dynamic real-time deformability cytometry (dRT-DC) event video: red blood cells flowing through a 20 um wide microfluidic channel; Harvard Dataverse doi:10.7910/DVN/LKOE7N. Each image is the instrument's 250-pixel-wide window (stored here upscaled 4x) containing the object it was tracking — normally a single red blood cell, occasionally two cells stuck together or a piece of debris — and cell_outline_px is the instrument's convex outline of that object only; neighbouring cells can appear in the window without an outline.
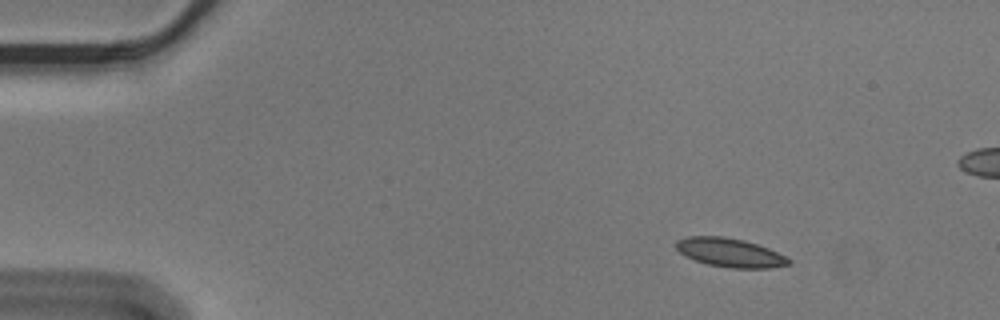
{"species": "Egyptian fruit bat (a non-hibernating species)", "species_latin": "Rousettus aegyptiacus", "temperature_condition": "cold", "stored_images_in_passage": 57, "camera_frame_rate_fps": 3000, "um_per_image_px": 0.085, "animal": {"sex": "male"}, "frame": {"image": 1, "passage_image": 7, "time_ms": 2.0, "image_size_px": [1000, 320], "cell_outline_px": [[792, 260], [788, 264], [768, 268], [732, 268], [708, 264], [696, 260], [680, 252], [676, 248], [676, 240], [688, 236], [724, 236], [744, 240], [768, 248]], "centroid_in_image_um": [62.03, 21.46], "position_along_channel_um": 23.0, "area_um2": 18.61}}
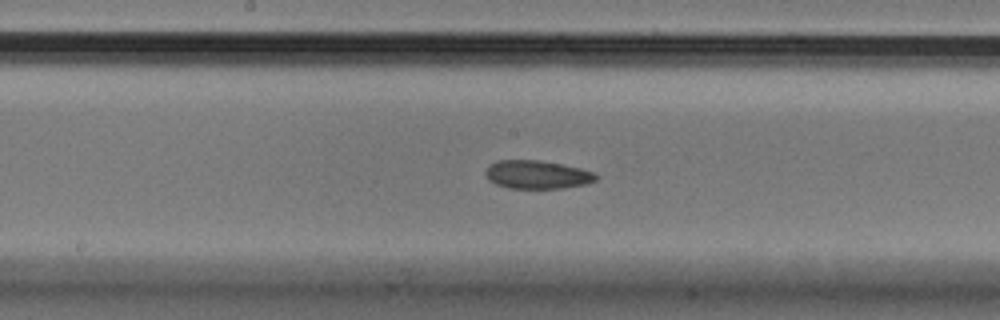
{"frame": {"image": 2, "passage_image": 29, "time_ms": 9.333, "image_size_px": [1000, 320], "cell_outline_px": [[600, 176], [596, 180], [588, 184], [564, 188], [508, 188], [496, 184], [488, 180], [484, 172], [488, 164], [496, 160], [536, 160], [560, 164], [580, 168], [592, 172]], "centroid_in_image_um": [45.63, 14.84], "position_along_channel_um": 202.6, "area_um2": 18.38}}
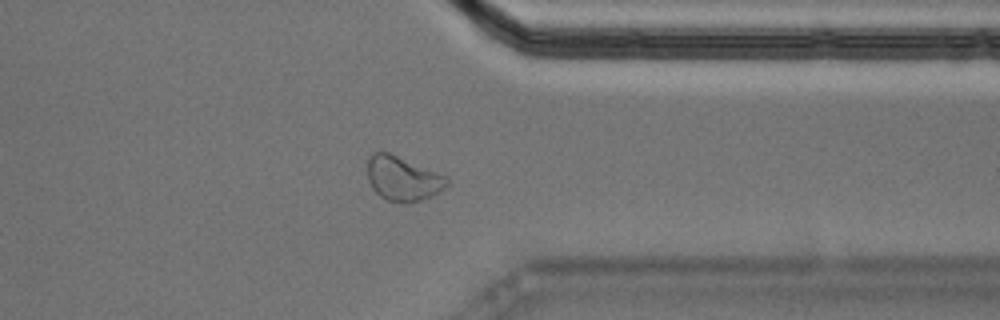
{"frame": {"image": 3, "passage_image": 44, "time_ms": 14.333, "image_size_px": [1000, 320], "cell_outline_px": [[448, 184], [444, 188], [432, 196], [408, 204], [404, 204], [388, 200], [380, 196], [372, 188], [368, 180], [368, 160], [372, 152], [388, 152], [444, 176], [448, 180]], "centroid_in_image_um": [34.2, 15.2], "position_along_channel_um": 377.2, "area_um2": 20.23}, "authors_computed_cell_mechanics": {"area_um2": 18.6694, "velocity_mm_per_s": 3.5561, "shape_relaxation_time_tau1_ms": 6.663, "shape_relaxation_time_tau2_ms": 5.4366, "deformation_change_tau1": 0.1066, "deformation_change_tau2": 0.0961}}